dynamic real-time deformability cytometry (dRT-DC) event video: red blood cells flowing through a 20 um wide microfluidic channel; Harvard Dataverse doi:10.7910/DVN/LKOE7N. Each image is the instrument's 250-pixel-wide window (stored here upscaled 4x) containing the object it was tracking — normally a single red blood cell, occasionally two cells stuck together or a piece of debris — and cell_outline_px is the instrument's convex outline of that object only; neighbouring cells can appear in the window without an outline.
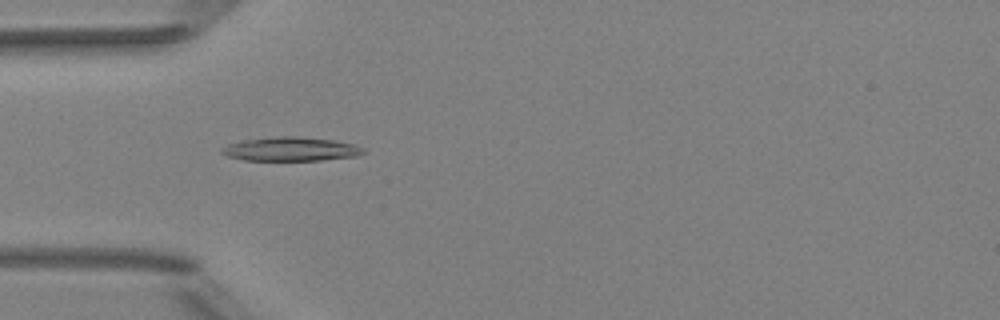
{"species": "Egyptian fruit bat (a non-hibernating species)", "species_latin": "Rousettus aegyptiacus", "temperature_condition": "room temperature", "stored_images_in_passage": 51, "camera_frame_rate_fps": 3000, "um_per_image_px": 0.085, "animal": {"sex": "female"}, "frame": {"image": 1, "passage_image": 16, "time_ms": 5.0, "image_size_px": [1000, 320], "cell_outline_px": [[368, 152], [356, 156], [320, 160], [244, 160], [228, 156], [220, 152], [220, 148], [228, 144], [244, 140], [280, 136], [292, 136], [332, 140], [356, 144], [364, 148]], "centroid_in_image_um": [24.74, 12.67], "position_along_channel_um": 60.3, "area_um2": 19.65}}
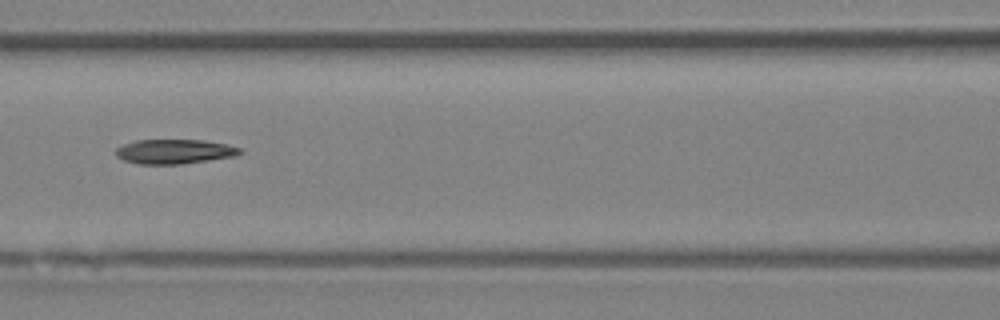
{"frame": {"image": 2, "passage_image": 23, "time_ms": 7.333, "image_size_px": [1000, 320], "cell_outline_px": [[244, 152], [236, 156], [180, 164], [136, 164], [124, 160], [116, 156], [116, 148], [124, 144], [136, 140], [204, 140], [228, 144], [240, 148]], "centroid_in_image_um": [14.84, 12.88], "position_along_channel_um": 151.8, "area_um2": 17.8}}
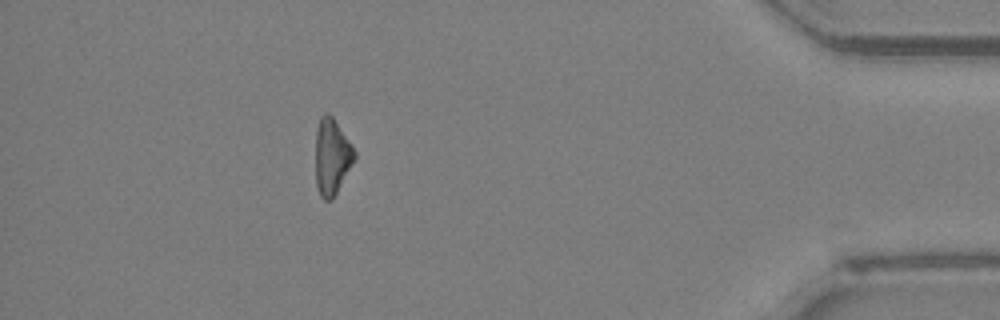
{"frame": {"image": 3, "passage_image": 46, "time_ms": 15.0, "image_size_px": [1000, 320], "cell_outline_px": [[356, 160], [332, 200], [324, 200], [320, 196], [316, 184], [316, 128], [320, 116], [324, 112], [328, 112], [332, 116], [356, 152]], "centroid_in_image_um": [28.21, 13.32], "position_along_channel_um": 407.0, "area_um2": 17.4}, "authors_computed_cell_mechanics": {"area_um2": 17.9758, "velocity_mm_per_s": 4.0162, "shape_relaxation_time_tau1_ms": 8.3095, "shape_relaxation_time_tau2_ms": 6.5729, "deformation_change_tau1": 0.2124, "deformation_change_tau2": 0.1635}}